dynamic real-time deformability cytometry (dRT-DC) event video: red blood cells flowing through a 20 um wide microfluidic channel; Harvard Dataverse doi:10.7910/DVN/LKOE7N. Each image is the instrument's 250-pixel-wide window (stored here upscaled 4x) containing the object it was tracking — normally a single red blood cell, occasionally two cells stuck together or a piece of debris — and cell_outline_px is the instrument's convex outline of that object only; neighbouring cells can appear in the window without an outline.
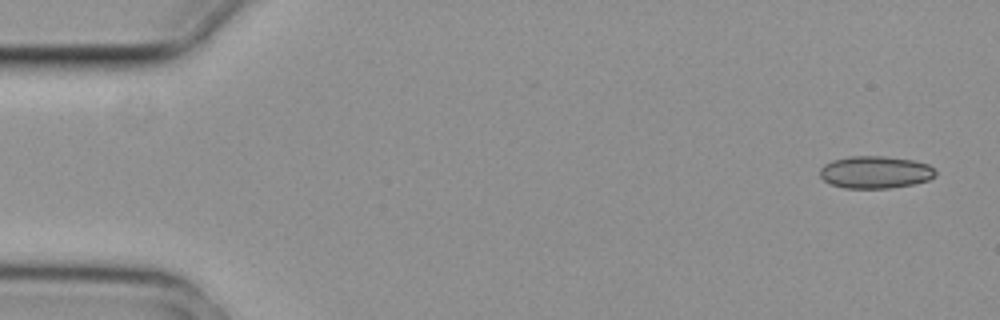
{"species": "common noctule bat (a hibernating species)", "species_latin": "Nyctalus noctula", "temperature_condition": "cold", "stored_images_in_passage": 4, "segment_of_instrument_passage": [2, 2], "camera_frame_rate_fps": 3000, "um_per_image_px": 0.085, "animal": {"sex": "female", "body_mass_g": 29.2, "forearm_length_mm": 56.3}, "frame": {"image": 1, "passage_image": 4, "time_ms": 1.0, "image_size_px": [1000, 320], "cell_outline_px": [[936, 176], [928, 180], [912, 184], [888, 188], [844, 188], [832, 184], [824, 180], [820, 176], [820, 168], [824, 164], [832, 160], [848, 156], [888, 156], [912, 160], [928, 164], [936, 172]], "centroid_in_image_um": [74.39, 14.63], "position_along_channel_um": 10.6, "area_um2": 21.79}}